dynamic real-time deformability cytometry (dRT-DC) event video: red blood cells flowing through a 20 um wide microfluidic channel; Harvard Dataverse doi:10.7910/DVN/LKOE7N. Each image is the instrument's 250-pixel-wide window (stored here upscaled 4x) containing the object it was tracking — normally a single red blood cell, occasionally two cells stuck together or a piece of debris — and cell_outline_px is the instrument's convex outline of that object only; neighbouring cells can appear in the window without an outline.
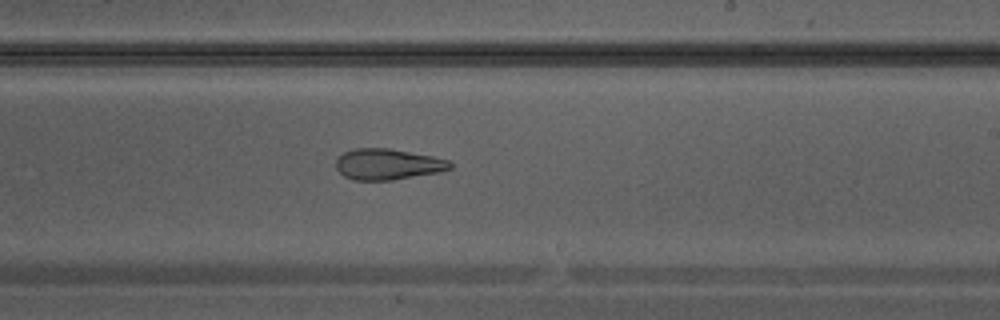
{"species": "Egyptian fruit bat (a non-hibernating species)", "species_latin": "Rousettus aegyptiacus", "temperature_condition": "warm", "stored_images_in_passage": 34, "camera_frame_rate_fps": 3000, "um_per_image_px": 0.085, "animal": {"sex": "male"}, "frame": {"image": 1, "passage_image": 20, "time_ms": 6.333, "image_size_px": [1000, 320], "cell_outline_px": [[452, 168], [440, 172], [392, 180], [352, 180], [344, 176], [336, 168], [336, 160], [344, 152], [356, 148], [388, 148], [432, 156], [448, 160], [452, 164]], "centroid_in_image_um": [32.95, 13.97], "position_along_channel_um": 256.0, "area_um2": 20.52}}